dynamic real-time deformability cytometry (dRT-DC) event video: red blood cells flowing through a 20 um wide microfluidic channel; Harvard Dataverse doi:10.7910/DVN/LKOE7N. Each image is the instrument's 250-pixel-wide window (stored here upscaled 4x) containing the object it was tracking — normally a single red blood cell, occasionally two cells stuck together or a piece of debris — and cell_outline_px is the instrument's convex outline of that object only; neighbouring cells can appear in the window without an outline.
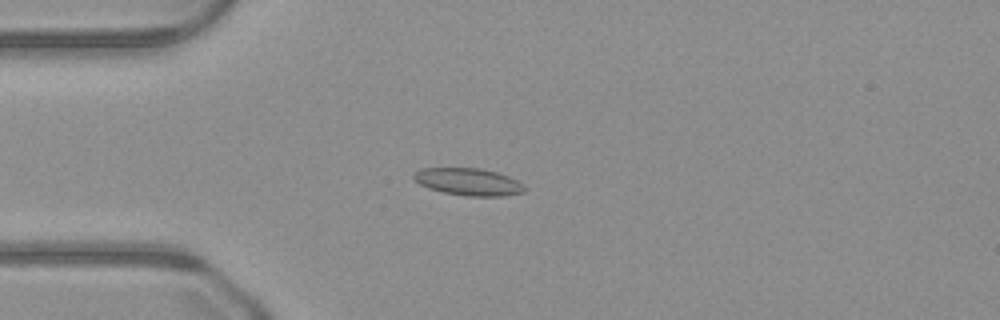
{"species": "common noctule bat (a hibernating species)", "species_latin": "Nyctalus noctula", "temperature_condition": "warm", "stored_images_in_passage": 51, "camera_frame_rate_fps": 3000, "um_per_image_px": 0.085, "animal": {"sex": "male", "body_mass_g": 23.1, "forearm_length_mm": 52.7}, "frame": {"image": 1, "passage_image": 14, "time_ms": 4.333, "image_size_px": [1000, 320], "cell_outline_px": [[524, 192], [504, 196], [468, 196], [444, 192], [428, 188], [420, 184], [412, 176], [420, 168], [480, 168], [496, 172], [508, 176], [524, 184]], "centroid_in_image_um": [39.83, 15.45], "position_along_channel_um": 45.2, "area_um2": 17.46}}
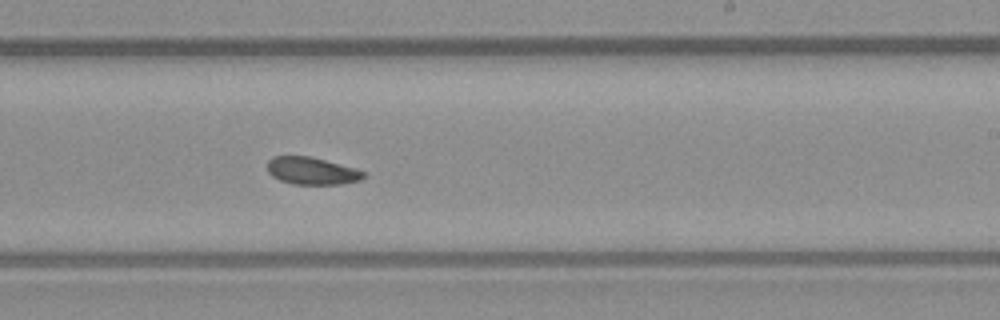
{"frame": {"image": 2, "passage_image": 31, "time_ms": 10.0, "image_size_px": [1000, 320], "cell_outline_px": [[368, 176], [360, 180], [340, 184], [292, 184], [280, 180], [272, 176], [268, 172], [268, 160], [272, 156], [308, 156], [324, 160], [352, 168], [364, 172]], "centroid_in_image_um": [26.47, 14.53], "position_along_channel_um": 262.5, "area_um2": 15.14}}
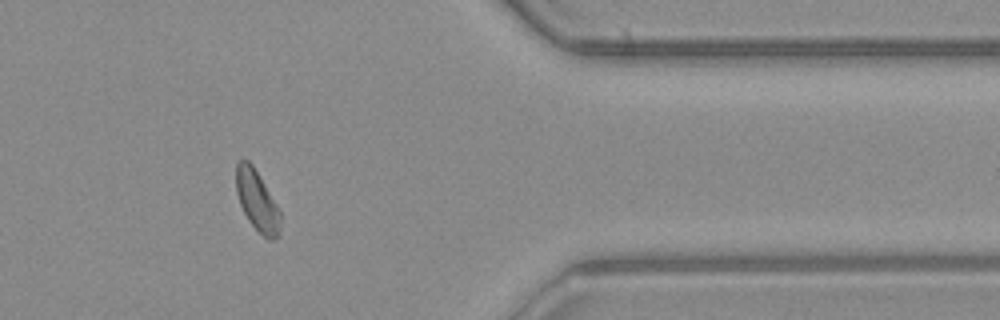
{"frame": {"image": 3, "passage_image": 42, "time_ms": 13.667, "image_size_px": [1000, 320], "cell_outline_px": [[280, 236], [272, 240], [268, 240], [248, 220], [240, 204], [236, 192], [236, 164], [240, 160], [248, 160], [252, 164], [276, 204], [280, 212]], "centroid_in_image_um": [21.85, 17.08], "position_along_channel_um": 389.6, "area_um2": 15.37}}